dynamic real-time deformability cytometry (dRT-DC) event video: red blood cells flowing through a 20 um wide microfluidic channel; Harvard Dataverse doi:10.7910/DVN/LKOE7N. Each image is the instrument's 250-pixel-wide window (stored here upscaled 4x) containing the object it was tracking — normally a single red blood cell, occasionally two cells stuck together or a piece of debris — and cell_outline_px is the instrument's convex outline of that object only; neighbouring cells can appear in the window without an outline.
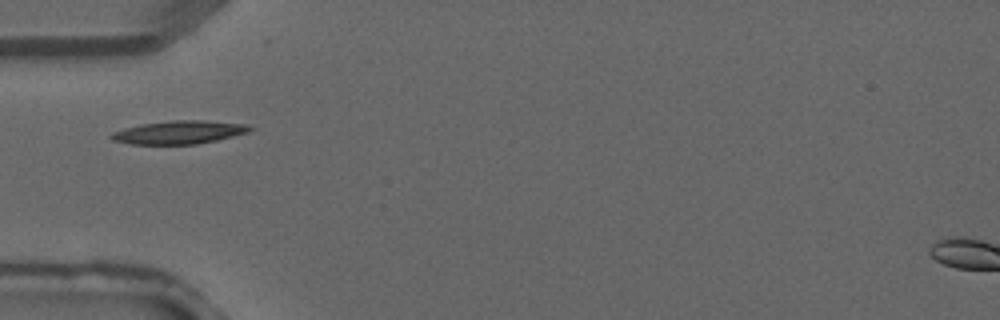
{"species": "common noctule bat (a hibernating species)", "species_latin": "Nyctalus noctula", "temperature_condition": "warm", "stored_images_in_passage": 1, "camera_frame_rate_fps": 3000, "um_per_image_px": 0.085, "animal": {"sex": "male", "forearm_length_mm": 52.5}, "frame": {"image": 1, "passage_image": 1, "time_ms": 0.0, "image_size_px": [1000, 320], "cell_outline_px": [[256, 128], [248, 132], [216, 140], [196, 144], [128, 144], [112, 140], [108, 136], [112, 132], [124, 128], [140, 124], [172, 120], [208, 120], [244, 124]], "centroid_in_image_um": [15.19, 11.24], "position_along_channel_um": 69.8, "area_um2": 18.84}}